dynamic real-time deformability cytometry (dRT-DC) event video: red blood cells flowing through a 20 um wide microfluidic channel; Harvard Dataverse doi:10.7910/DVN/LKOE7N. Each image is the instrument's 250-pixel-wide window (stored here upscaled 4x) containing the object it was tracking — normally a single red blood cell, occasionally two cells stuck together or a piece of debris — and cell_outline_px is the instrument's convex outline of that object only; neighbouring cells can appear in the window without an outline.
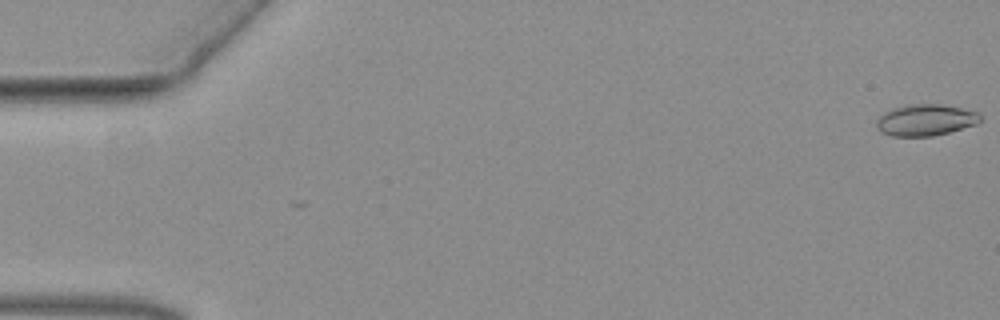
{"species": "common noctule bat (a hibernating species)", "species_latin": "Nyctalus noctula", "temperature_condition": "warm", "stored_images_in_passage": 15, "camera_frame_rate_fps": 3000, "um_per_image_px": 0.085, "animal": {"sex": "female", "body_mass_g": 19.3, "forearm_length_mm": 54.1}, "frame": {"image": 1, "passage_image": 1, "time_ms": 0.0, "image_size_px": [1000, 320], "cell_outline_px": [[980, 120], [976, 124], [948, 132], [932, 136], [892, 136], [880, 132], [876, 128], [876, 120], [884, 112], [892, 108], [904, 104], [940, 104], [960, 108], [976, 112], [980, 116]], "centroid_in_image_um": [78.6, 10.2], "position_along_channel_um": 6.4, "area_um2": 18.96}}